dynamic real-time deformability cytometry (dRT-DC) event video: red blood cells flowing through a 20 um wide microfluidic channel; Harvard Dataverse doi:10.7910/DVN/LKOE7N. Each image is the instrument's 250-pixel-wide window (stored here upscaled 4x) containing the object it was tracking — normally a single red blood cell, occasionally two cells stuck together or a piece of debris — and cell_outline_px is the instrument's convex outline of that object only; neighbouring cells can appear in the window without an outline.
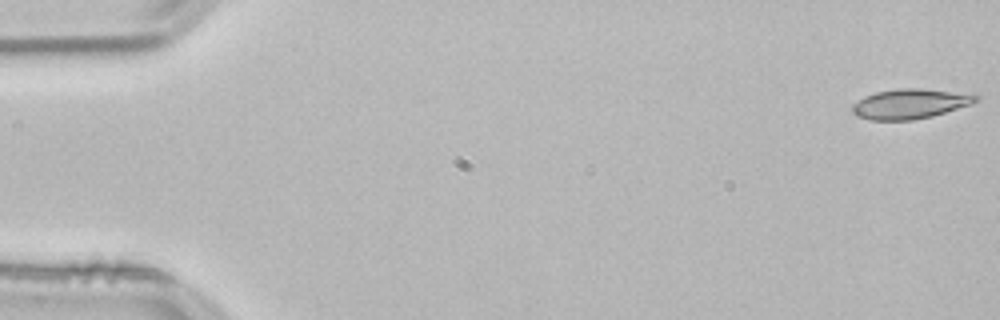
{"species": "common noctule bat (a hibernating species)", "species_latin": "Nyctalus noctula", "temperature_condition": "room temperature", "stored_images_in_passage": 8, "camera_frame_rate_fps": 3000, "um_per_image_px": 0.085, "animal": {"sex": "male", "body_mass_g": 21.5, "forearm_length_mm": 52.0}, "frame": {"image": 1, "passage_image": 1, "time_ms": 0.0, "image_size_px": [1000, 320], "cell_outline_px": [[980, 100], [972, 104], [932, 116], [912, 120], [872, 120], [860, 116], [852, 112], [852, 104], [864, 96], [876, 92], [896, 88], [920, 88], [976, 92], [980, 96]], "centroid_in_image_um": [77.47, 8.79], "position_along_channel_um": 7.5, "area_um2": 22.02}}